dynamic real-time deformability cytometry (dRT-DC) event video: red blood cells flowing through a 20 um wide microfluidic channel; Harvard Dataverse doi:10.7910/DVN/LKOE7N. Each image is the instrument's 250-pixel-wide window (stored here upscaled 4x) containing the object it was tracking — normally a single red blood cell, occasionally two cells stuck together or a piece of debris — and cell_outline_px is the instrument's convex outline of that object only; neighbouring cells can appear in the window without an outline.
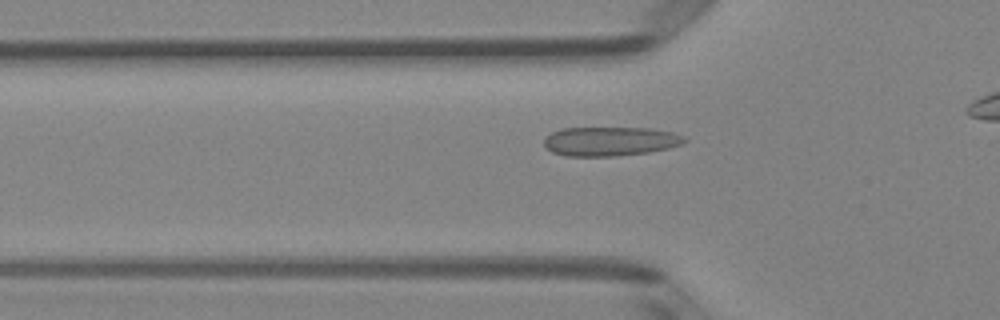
{"species": "Egyptian fruit bat (a non-hibernating species)", "species_latin": "Rousettus aegyptiacus", "temperature_condition": "room temperature", "stored_images_in_passage": 35, "camera_frame_rate_fps": 3000, "um_per_image_px": 0.085, "animal": {"sex": "female"}, "frame": {"image": 1, "passage_image": 10, "time_ms": 3.0, "image_size_px": [1000, 320], "cell_outline_px": [[688, 140], [684, 144], [668, 148], [648, 152], [616, 156], [568, 156], [552, 152], [544, 148], [544, 140], [552, 132], [560, 128], [648, 128], [672, 132], [684, 136]], "centroid_in_image_um": [51.87, 12.01], "position_along_channel_um": 73.9, "area_um2": 23.93}}
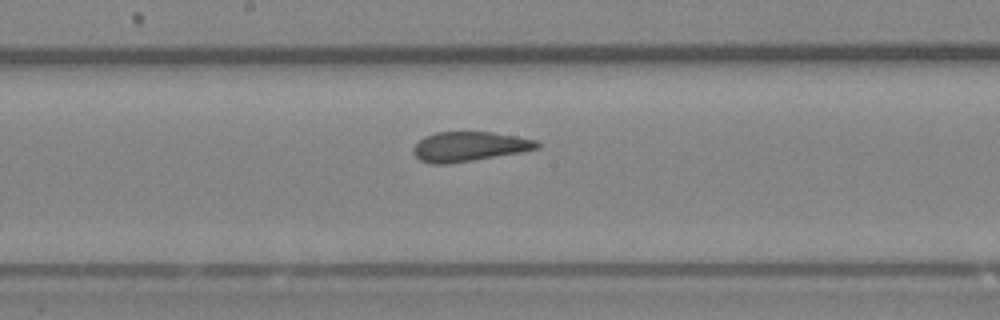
{"frame": {"image": 2, "passage_image": 20, "time_ms": 6.333, "image_size_px": [1000, 320], "cell_outline_px": [[540, 148], [520, 152], [448, 164], [432, 164], [420, 160], [412, 152], [412, 148], [424, 136], [436, 132], [492, 132], [516, 136], [536, 140], [540, 144]], "centroid_in_image_um": [39.86, 12.45], "position_along_channel_um": 208.3, "area_um2": 21.27}}
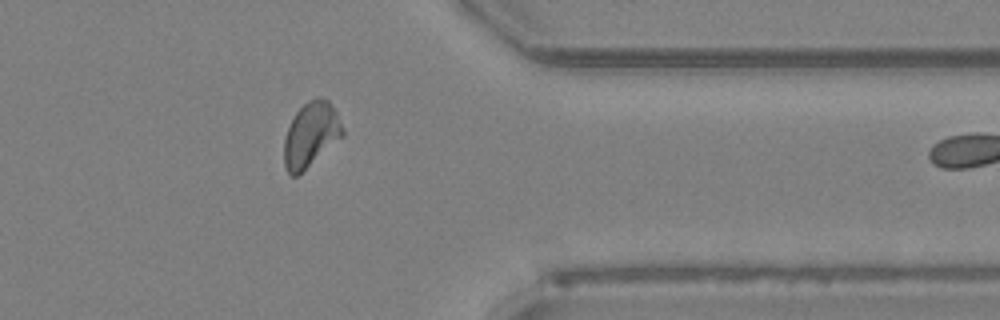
{"frame": {"image": 3, "passage_image": 34, "time_ms": 11.0, "image_size_px": [1000, 320], "cell_outline_px": [[344, 136], [296, 176], [292, 176], [284, 168], [284, 140], [288, 128], [296, 112], [308, 100], [316, 96], [320, 96], [328, 100], [336, 112], [344, 128]], "centroid_in_image_um": [26.44, 11.42], "position_along_channel_um": 385.0, "area_um2": 21.96}}